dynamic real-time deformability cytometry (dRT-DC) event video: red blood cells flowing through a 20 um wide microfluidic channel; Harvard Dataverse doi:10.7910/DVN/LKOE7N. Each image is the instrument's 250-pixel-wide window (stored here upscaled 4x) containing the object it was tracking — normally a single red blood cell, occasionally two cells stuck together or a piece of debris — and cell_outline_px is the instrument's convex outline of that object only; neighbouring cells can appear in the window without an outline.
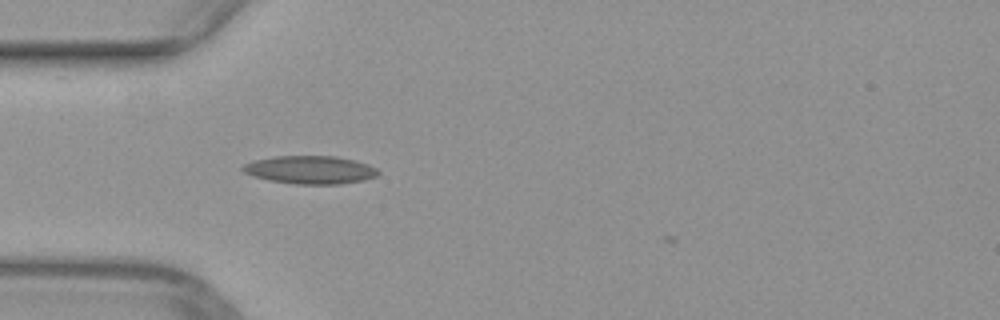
{"species": "common noctule bat (a hibernating species)", "species_latin": "Nyctalus noctula", "temperature_condition": "warm", "stored_images_in_passage": 2, "camera_frame_rate_fps": 3000, "um_per_image_px": 0.085, "animal": {"sex": "female", "body_mass_g": 29.2, "forearm_length_mm": 56.3}, "frame": {"image": 1, "passage_image": 1, "time_ms": 0.0, "image_size_px": [1000, 320], "cell_outline_px": [[380, 172], [376, 176], [364, 180], [340, 184], [296, 184], [268, 180], [252, 176], [244, 172], [240, 168], [244, 164], [252, 160], [276, 156], [336, 156], [356, 160], [368, 164], [376, 168]], "centroid_in_image_um": [26.35, 14.43], "position_along_channel_um": 58.6, "area_um2": 22.31}}